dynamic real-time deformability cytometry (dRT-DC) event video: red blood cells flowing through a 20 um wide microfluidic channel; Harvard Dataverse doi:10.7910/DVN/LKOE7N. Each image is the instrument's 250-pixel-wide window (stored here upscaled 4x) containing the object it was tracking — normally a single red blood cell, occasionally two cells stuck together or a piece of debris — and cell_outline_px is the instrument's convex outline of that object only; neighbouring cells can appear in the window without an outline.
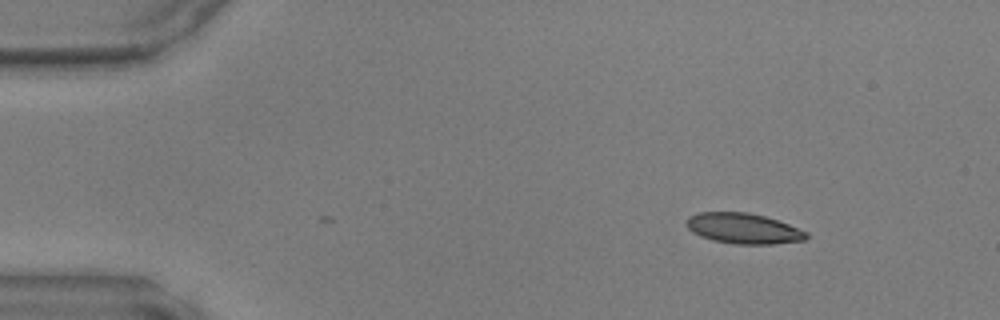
{"species": "common noctule bat (a hibernating species)", "species_latin": "Nyctalus noctula", "temperature_condition": "warm", "stored_images_in_passage": 6, "camera_frame_rate_fps": 3000, "um_per_image_px": 0.085, "animal": {"sex": "male", "body_mass_g": 17.9, "forearm_length_mm": 54.2}, "frame": {"image": 1, "passage_image": 6, "time_ms": 1.667, "image_size_px": [1000, 320], "cell_outline_px": [[808, 236], [804, 240], [772, 244], [732, 244], [712, 240], [700, 236], [692, 232], [688, 228], [688, 216], [700, 212], [748, 212], [764, 216], [788, 224], [808, 232]], "centroid_in_image_um": [63.19, 19.42], "position_along_channel_um": 21.8, "area_um2": 21.21}}